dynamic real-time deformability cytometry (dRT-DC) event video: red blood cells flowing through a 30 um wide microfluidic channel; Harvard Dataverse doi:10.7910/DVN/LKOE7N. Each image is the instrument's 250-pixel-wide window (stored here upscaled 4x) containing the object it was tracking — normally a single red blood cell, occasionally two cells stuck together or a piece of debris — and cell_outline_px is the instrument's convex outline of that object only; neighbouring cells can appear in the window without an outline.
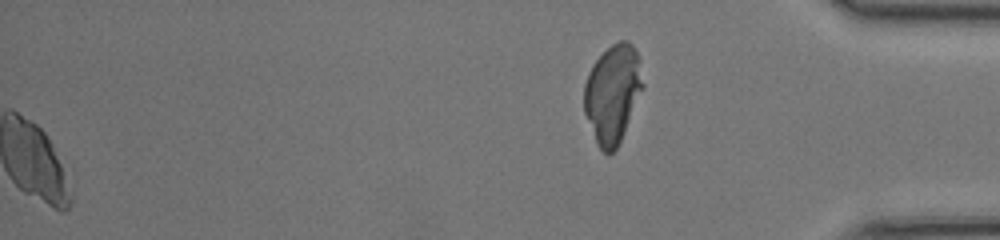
{"species": "common noctule bat (a hibernating species)", "species_latin": "Nyctalus noctula", "temperature_condition": "room temperature", "stored_images_in_passage": 48, "segment_of_instrument_passage": [2, 2], "camera_frame_rate_fps": 3000, "um_per_image_px": 0.085, "animal": {"sex": "female", "body_mass_g": 17.0, "forearm_length_mm": 48.0}, "frame": {"image": 1, "passage_image": 48, "time_ms": 15.667, "image_size_px": [1000, 240], "cell_outline_px": [[644, 88], [624, 132], [616, 148], [608, 156], [596, 144], [584, 112], [584, 84], [588, 72], [592, 64], [612, 44], [620, 40], [628, 40], [636, 48], [640, 60], [644, 84]], "centroid_in_image_um": [52.08, 7.94], "position_along_channel_um": 383.1, "area_um2": 33.93}}